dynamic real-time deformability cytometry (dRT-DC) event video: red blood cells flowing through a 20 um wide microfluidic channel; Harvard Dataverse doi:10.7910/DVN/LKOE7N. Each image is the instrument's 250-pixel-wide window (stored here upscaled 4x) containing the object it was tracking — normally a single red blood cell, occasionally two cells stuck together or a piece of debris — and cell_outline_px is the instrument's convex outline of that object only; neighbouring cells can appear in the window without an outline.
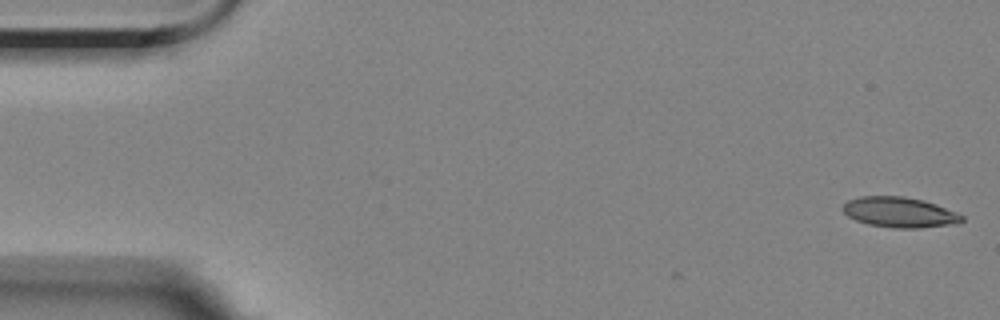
{"species": "Egyptian fruit bat (a non-hibernating species)", "species_latin": "Rousettus aegyptiacus", "temperature_condition": "room temperature", "stored_images_in_passage": 8, "camera_frame_rate_fps": 3000, "um_per_image_px": 0.085, "animal": {"sex": "female"}, "frame": {"image": 1, "passage_image": 1, "time_ms": 0.0, "image_size_px": [1000, 320], "cell_outline_px": [[964, 220], [960, 224], [920, 228], [892, 228], [868, 224], [856, 220], [848, 216], [840, 208], [848, 200], [860, 196], [904, 196], [924, 200], [936, 204], [956, 212], [964, 216]], "centroid_in_image_um": [76.49, 18.05], "position_along_channel_um": 8.5, "area_um2": 21.33}}